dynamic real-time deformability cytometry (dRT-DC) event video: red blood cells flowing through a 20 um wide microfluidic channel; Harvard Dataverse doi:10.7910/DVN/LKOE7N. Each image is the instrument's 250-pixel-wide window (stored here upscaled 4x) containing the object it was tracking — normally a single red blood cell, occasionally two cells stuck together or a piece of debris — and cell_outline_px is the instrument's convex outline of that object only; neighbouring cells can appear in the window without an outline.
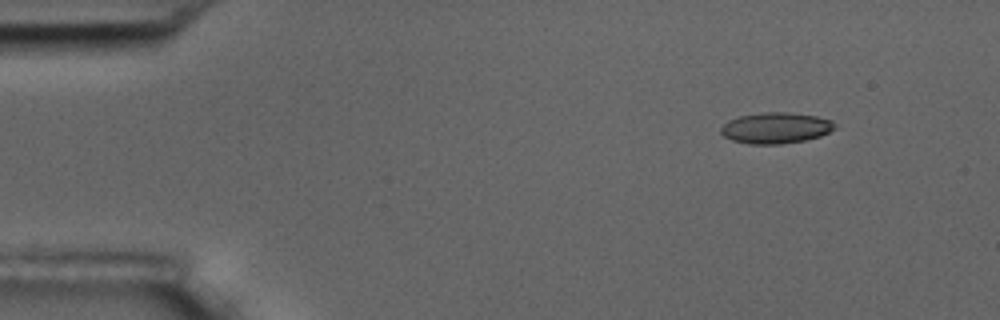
{"species": "common noctule bat (a hibernating species)", "species_latin": "Nyctalus noctula", "temperature_condition": "room temperature", "stored_images_in_passage": 4, "camera_frame_rate_fps": 3000, "um_per_image_px": 0.085, "animal": {"sex": "male", "body_mass_g": 17.5, "forearm_length_mm": 52.3}, "frame": {"image": 1, "passage_image": 1, "time_ms": 0.0, "image_size_px": [1000, 320], "cell_outline_px": [[836, 128], [820, 136], [804, 140], [780, 144], [748, 144], [732, 140], [724, 136], [720, 132], [720, 128], [728, 120], [740, 116], [764, 112], [788, 112], [816, 116], [832, 120], [836, 124]], "centroid_in_image_um": [65.94, 10.87], "position_along_channel_um": 19.1, "area_um2": 20.58}}
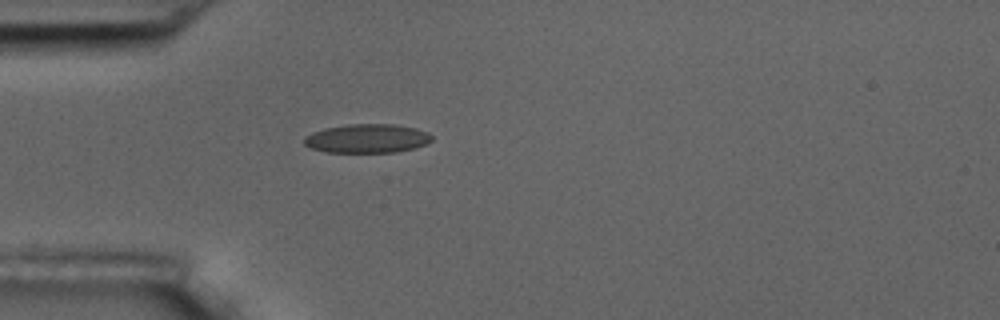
{"frame": {"image": 2, "passage_image": 4, "time_ms": 3.333, "image_size_px": [1000, 320], "cell_outline_px": [[432, 140], [428, 144], [416, 148], [396, 152], [324, 152], [312, 148], [304, 144], [304, 136], [312, 132], [324, 128], [348, 124], [392, 124], [416, 128], [428, 132], [432, 136]], "centroid_in_image_um": [31.22, 11.77], "position_along_channel_um": 53.8, "area_um2": 21.68}}